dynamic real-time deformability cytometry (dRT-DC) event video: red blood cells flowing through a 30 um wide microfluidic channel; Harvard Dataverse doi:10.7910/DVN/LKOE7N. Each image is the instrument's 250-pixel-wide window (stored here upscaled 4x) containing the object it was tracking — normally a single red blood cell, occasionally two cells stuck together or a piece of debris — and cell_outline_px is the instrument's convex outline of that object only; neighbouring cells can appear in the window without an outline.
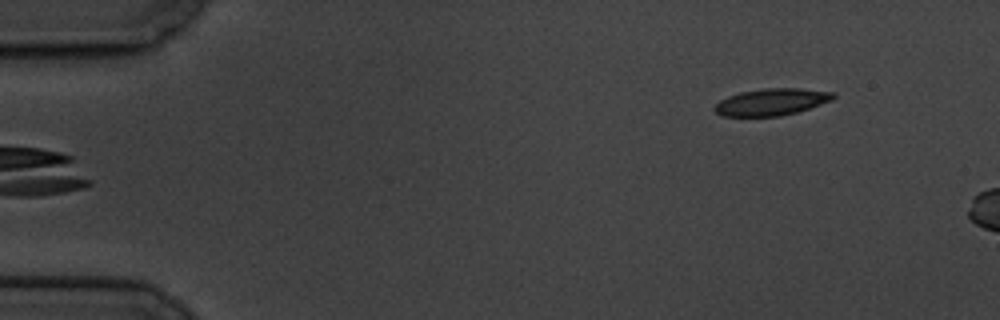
{"species": "common noctule bat (a hibernating species)", "species_latin": "Nyctalus noctula", "temperature_condition": "cold", "stored_images_in_passage": 6, "camera_frame_rate_fps": 3000, "um_per_image_px": 0.085, "animal": {"sex": "male", "body_mass_g": 19.5, "forearm_length_mm": 54.6}, "frame": {"image": 1, "passage_image": 6, "time_ms": 6.667, "image_size_px": [1000, 320], "cell_outline_px": [[836, 96], [832, 100], [796, 112], [780, 116], [720, 116], [716, 112], [716, 104], [720, 100], [728, 96], [740, 92], [764, 88], [800, 88], [836, 92]], "centroid_in_image_um": [65.6, 8.65], "position_along_channel_um": 19.4, "area_um2": 18.5}}